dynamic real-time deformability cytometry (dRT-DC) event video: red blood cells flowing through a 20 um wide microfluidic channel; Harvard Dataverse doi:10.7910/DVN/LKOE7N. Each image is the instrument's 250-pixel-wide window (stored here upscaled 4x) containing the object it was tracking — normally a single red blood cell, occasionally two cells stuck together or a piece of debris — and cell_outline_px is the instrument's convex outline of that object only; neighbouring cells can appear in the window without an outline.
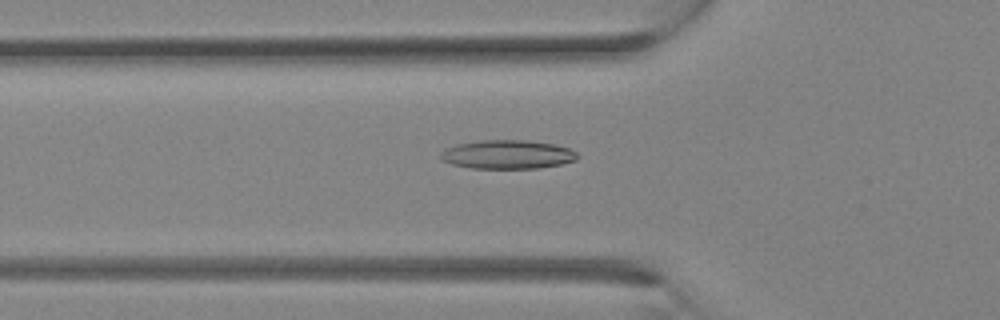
{"species": "Egyptian fruit bat (a non-hibernating species)", "species_latin": "Rousettus aegyptiacus", "temperature_condition": "room temperature", "stored_images_in_passage": 25, "camera_frame_rate_fps": 3000, "um_per_image_px": 0.085, "animal": {"sex": "female"}, "frame": {"image": 1, "passage_image": 5, "time_ms": 1.333, "image_size_px": [1000, 320], "cell_outline_px": [[580, 156], [576, 160], [560, 164], [540, 168], [472, 168], [452, 164], [440, 160], [440, 152], [444, 148], [456, 144], [480, 140], [528, 140], [552, 144], [568, 148], [576, 152]], "centroid_in_image_um": [43.1, 13.12], "position_along_channel_um": 82.7, "area_um2": 23.06}}
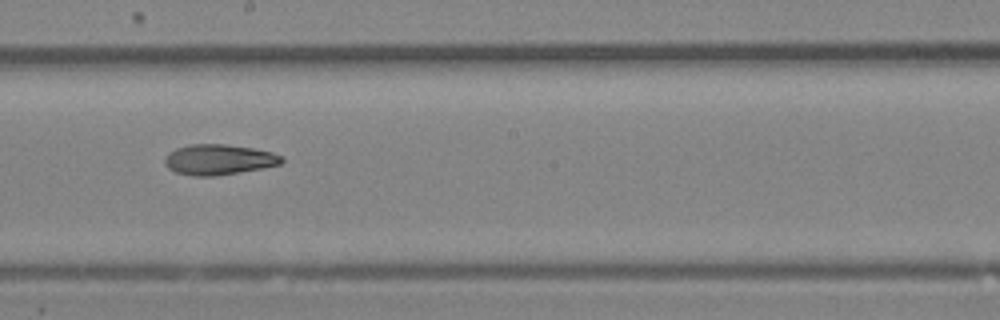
{"frame": {"image": 2, "passage_image": 12, "time_ms": 3.667, "image_size_px": [1000, 320], "cell_outline_px": [[284, 160], [280, 164], [264, 168], [216, 176], [192, 176], [176, 172], [168, 168], [164, 164], [164, 156], [168, 152], [176, 148], [192, 144], [224, 144], [252, 148], [272, 152], [284, 156]], "centroid_in_image_um": [18.59, 13.57], "position_along_channel_um": 229.6, "area_um2": 20.92}}
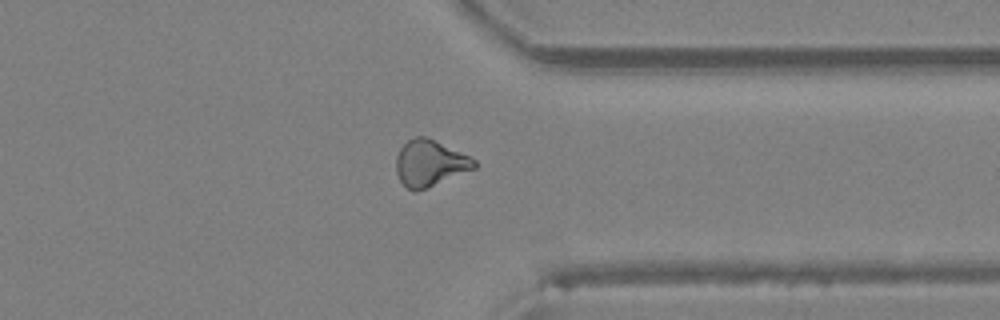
{"frame": {"image": 3, "passage_image": 19, "time_ms": 6.0, "image_size_px": [1000, 320], "cell_outline_px": [[476, 168], [416, 192], [412, 192], [400, 180], [396, 172], [396, 156], [400, 148], [408, 140], [416, 136], [424, 136], [468, 156], [476, 160]], "centroid_in_image_um": [36.51, 13.89], "position_along_channel_um": 374.9, "area_um2": 20.69}}